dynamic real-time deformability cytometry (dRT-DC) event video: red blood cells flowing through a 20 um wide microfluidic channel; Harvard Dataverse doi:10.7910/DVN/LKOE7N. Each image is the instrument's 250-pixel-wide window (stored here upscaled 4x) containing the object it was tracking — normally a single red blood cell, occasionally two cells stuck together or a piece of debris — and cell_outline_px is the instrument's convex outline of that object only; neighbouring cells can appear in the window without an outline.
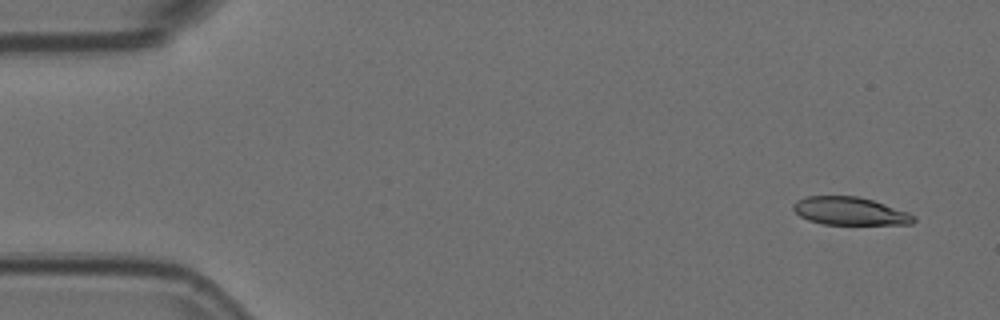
{"species": "Egyptian fruit bat (a non-hibernating species)", "species_latin": "Rousettus aegyptiacus", "temperature_condition": "room temperature", "stored_images_in_passage": 4, "camera_frame_rate_fps": 3000, "um_per_image_px": 0.085, "animal": {"sex": "female"}, "frame": {"image": 1, "passage_image": 1, "time_ms": 0.0, "image_size_px": [1000, 320], "cell_outline_px": [[916, 220], [912, 224], [824, 224], [808, 220], [800, 216], [792, 208], [792, 204], [796, 200], [804, 196], [856, 196], [872, 200], [908, 212], [916, 216]], "centroid_in_image_um": [72.22, 17.94], "position_along_channel_um": 12.8, "area_um2": 19.59}}
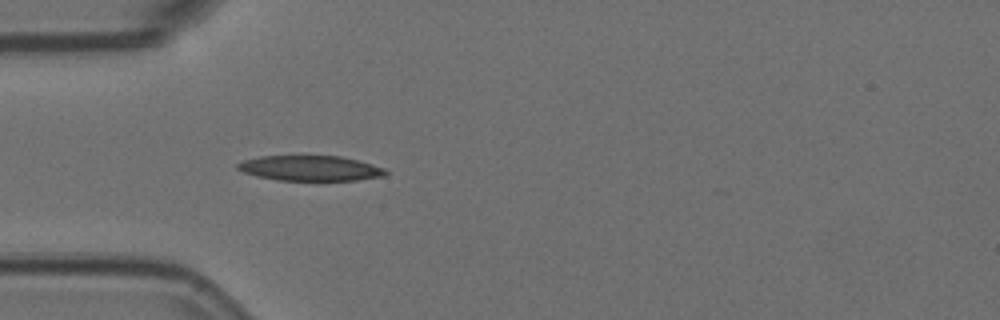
{"frame": {"image": 2, "passage_image": 4, "time_ms": 1.0, "image_size_px": [1000, 320], "cell_outline_px": [[388, 172], [384, 176], [356, 180], [276, 180], [256, 176], [244, 172], [236, 168], [236, 164], [244, 160], [260, 156], [340, 156], [372, 164], [384, 168]], "centroid_in_image_um": [26.35, 14.3], "position_along_channel_um": 58.6, "area_um2": 21.62}}